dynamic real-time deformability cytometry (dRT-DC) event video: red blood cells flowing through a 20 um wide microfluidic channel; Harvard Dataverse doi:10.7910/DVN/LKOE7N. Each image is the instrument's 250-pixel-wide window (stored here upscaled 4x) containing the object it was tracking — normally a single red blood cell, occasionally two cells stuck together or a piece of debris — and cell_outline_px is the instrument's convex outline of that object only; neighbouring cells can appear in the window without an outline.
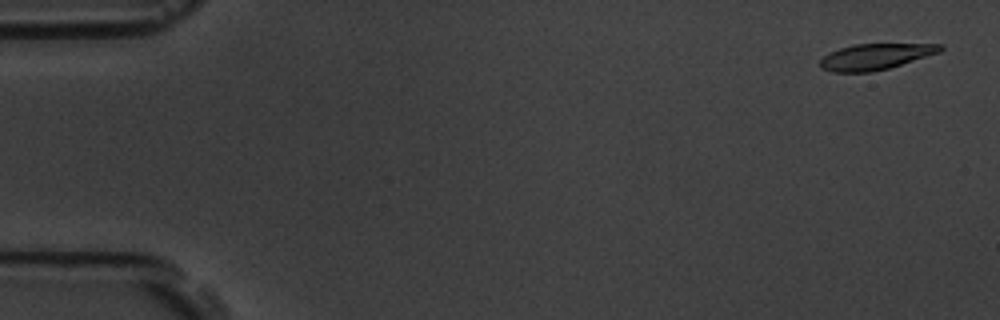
{"species": "common noctule bat (a hibernating species)", "species_latin": "Nyctalus noctula", "temperature_condition": "room temperature", "stored_images_in_passage": 4, "camera_frame_rate_fps": 3000, "um_per_image_px": 0.085, "animal": {"sex": "male", "body_mass_g": 19.5, "forearm_length_mm": 54.6}, "frame": {"image": 1, "passage_image": 1, "time_ms": 0.0, "image_size_px": [1000, 320], "cell_outline_px": [[944, 48], [940, 52], [888, 68], [872, 72], [832, 72], [820, 68], [820, 60], [828, 52], [840, 48], [856, 44], [944, 44]], "centroid_in_image_um": [74.39, 4.81], "position_along_channel_um": 10.6, "area_um2": 18.09}}